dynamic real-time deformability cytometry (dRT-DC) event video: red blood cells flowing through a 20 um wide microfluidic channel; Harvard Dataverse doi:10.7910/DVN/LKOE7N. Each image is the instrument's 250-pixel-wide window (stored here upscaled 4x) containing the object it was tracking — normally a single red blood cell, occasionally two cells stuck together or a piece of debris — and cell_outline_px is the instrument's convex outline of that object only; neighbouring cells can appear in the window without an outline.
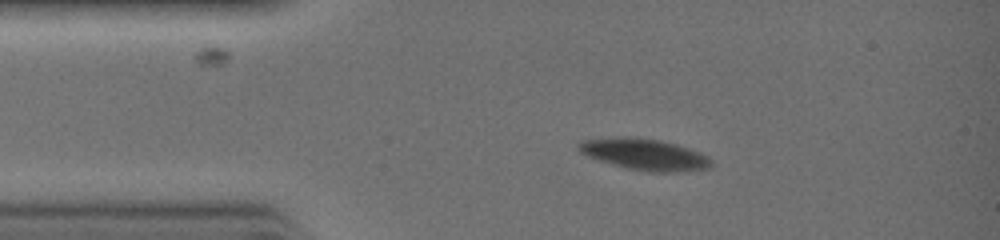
{"species": "common noctule bat (a hibernating species)", "species_latin": "Nyctalus noctula", "temperature_condition": "warm", "stored_images_in_passage": 33, "camera_frame_rate_fps": 3000, "um_per_image_px": 0.085, "animal": {"sex": "female", "body_mass_g": 19.0, "forearm_length_mm": 51.5}, "frame": {"image": 1, "passage_image": 5, "time_ms": 1.333, "image_size_px": [1000, 240], "cell_outline_px": [[712, 168], [684, 172], [648, 172], [624, 168], [588, 156], [580, 152], [576, 144], [580, 140], [620, 136], [628, 136], [660, 140], [676, 144], [700, 152], [708, 156], [712, 160]], "centroid_in_image_um": [54.81, 13.13], "position_along_channel_um": 30.2, "area_um2": 24.62}}
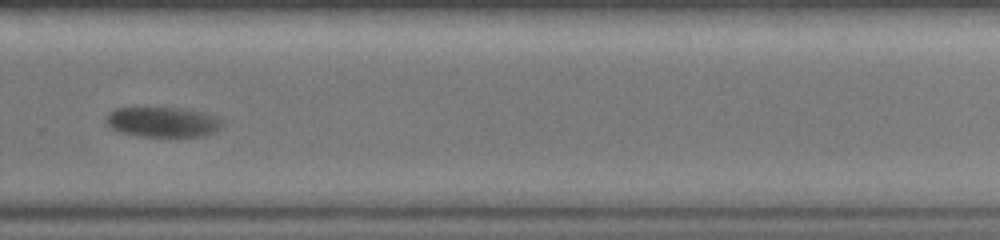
{"frame": {"image": 2, "passage_image": 22, "time_ms": 7.0, "image_size_px": [1000, 240], "cell_outline_px": [[224, 128], [216, 132], [204, 136], [136, 136], [120, 132], [108, 128], [104, 120], [116, 108], [180, 108], [204, 112], [216, 116], [224, 120]], "centroid_in_image_um": [13.89, 10.38], "position_along_channel_um": 315.9, "area_um2": 20.69}}
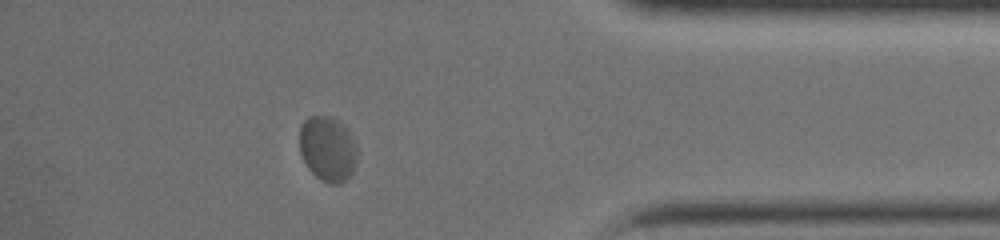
{"frame": {"image": 3, "passage_image": 28, "time_ms": 9.0, "image_size_px": [1000, 240], "cell_outline_px": [[356, 164], [348, 180], [340, 184], [328, 184], [316, 176], [308, 168], [300, 152], [300, 128], [304, 120], [308, 116], [332, 116], [352, 136], [356, 148]], "centroid_in_image_um": [27.85, 12.68], "position_along_channel_um": 407.4, "area_um2": 21.79}}